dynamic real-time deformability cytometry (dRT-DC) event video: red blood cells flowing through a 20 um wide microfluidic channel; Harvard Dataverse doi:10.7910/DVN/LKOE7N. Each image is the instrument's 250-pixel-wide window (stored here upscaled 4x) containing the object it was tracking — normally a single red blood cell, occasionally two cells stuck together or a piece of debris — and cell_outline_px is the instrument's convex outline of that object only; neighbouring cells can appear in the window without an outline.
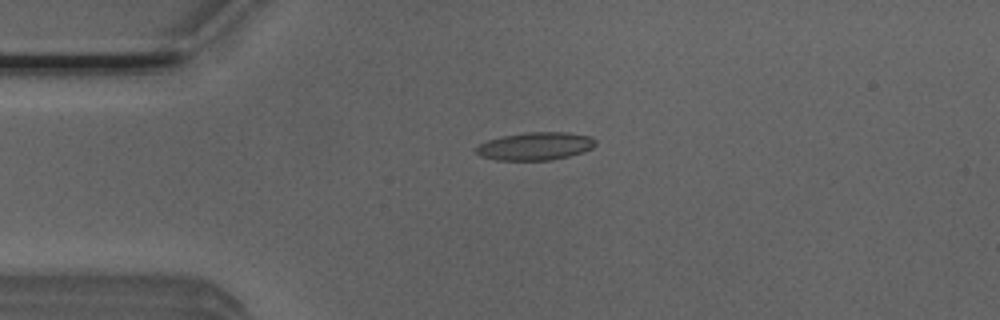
{"species": "Egyptian fruit bat (a non-hibernating species)", "species_latin": "Rousettus aegyptiacus", "temperature_condition": "room temperature", "stored_images_in_passage": 5, "camera_frame_rate_fps": 3000, "um_per_image_px": 0.085, "animal": {"sex": "male"}, "frame": {"image": 1, "passage_image": 4, "time_ms": 1.0, "image_size_px": [1000, 320], "cell_outline_px": [[596, 144], [592, 148], [584, 152], [552, 160], [496, 160], [480, 156], [476, 152], [476, 148], [480, 144], [488, 140], [500, 136], [528, 132], [568, 132], [592, 136], [596, 140]], "centroid_in_image_um": [45.53, 12.42], "position_along_channel_um": 39.5, "area_um2": 19.54}}